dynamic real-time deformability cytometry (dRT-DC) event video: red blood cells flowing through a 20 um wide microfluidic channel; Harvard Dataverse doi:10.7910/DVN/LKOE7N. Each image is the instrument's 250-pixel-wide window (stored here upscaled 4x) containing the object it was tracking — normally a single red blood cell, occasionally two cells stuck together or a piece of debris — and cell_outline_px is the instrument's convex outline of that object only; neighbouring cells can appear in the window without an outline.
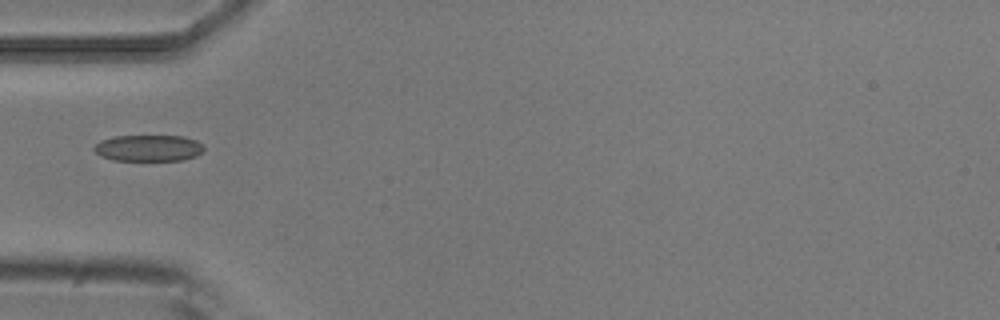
{"species": "common noctule bat (a hibernating species)", "species_latin": "Nyctalus noctula", "temperature_condition": "room temperature", "stored_images_in_passage": 6, "camera_frame_rate_fps": 3000, "um_per_image_px": 0.085, "animal": {"sex": "male", "body_mass_g": 20.5, "forearm_length_mm": 52.5}, "frame": {"image": 1, "passage_image": 2, "time_ms": 0.333, "image_size_px": [1000, 320], "cell_outline_px": [[204, 152], [196, 156], [184, 160], [112, 160], [100, 156], [92, 148], [100, 140], [116, 136], [184, 136], [196, 140], [204, 144]], "centroid_in_image_um": [12.65, 12.58], "position_along_channel_um": 72.3, "area_um2": 17.05}}
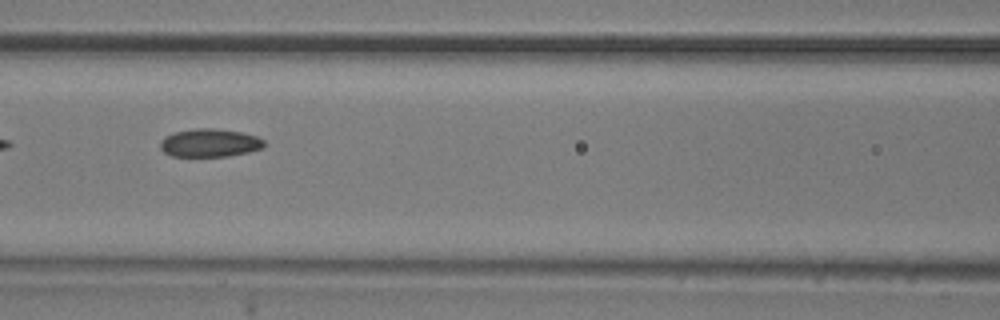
{"frame": {"image": 2, "passage_image": 4, "time_ms": 1.0, "image_size_px": [1000, 320], "cell_outline_px": [[264, 148], [248, 152], [228, 156], [172, 156], [164, 152], [160, 148], [160, 140], [164, 136], [176, 132], [196, 128], [212, 128], [240, 132], [256, 136], [264, 140]], "centroid_in_image_um": [17.81, 12.15], "position_along_channel_um": 148.8, "area_um2": 16.99}}
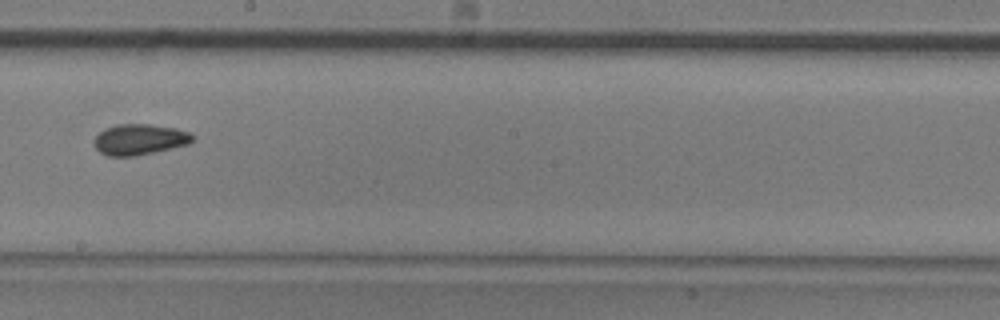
{"frame": {"image": 3, "passage_image": 6, "time_ms": 1.667, "image_size_px": [1000, 320], "cell_outline_px": [[196, 136], [188, 144], [156, 152], [136, 156], [108, 156], [100, 152], [92, 144], [92, 140], [104, 128], [116, 124], [152, 124], [176, 128], [188, 132]], "centroid_in_image_um": [11.84, 11.85], "position_along_channel_um": 236.4, "area_um2": 17.92}}